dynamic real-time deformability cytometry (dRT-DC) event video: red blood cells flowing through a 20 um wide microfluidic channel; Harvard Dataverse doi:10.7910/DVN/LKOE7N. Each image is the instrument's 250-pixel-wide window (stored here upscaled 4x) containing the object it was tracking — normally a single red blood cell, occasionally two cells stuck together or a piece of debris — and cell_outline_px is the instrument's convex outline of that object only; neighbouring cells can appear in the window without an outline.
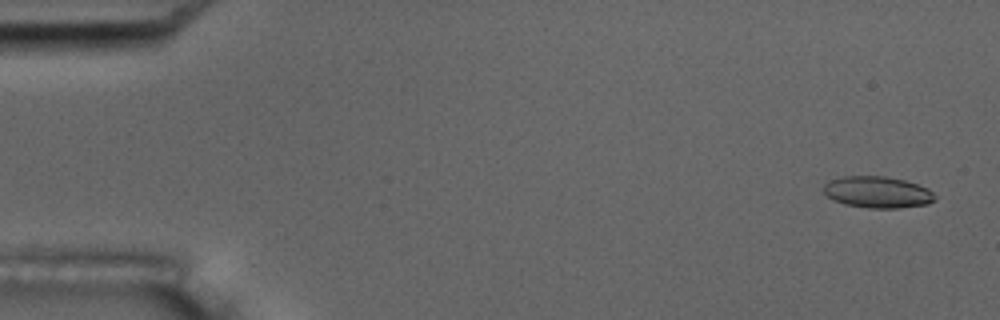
{"species": "common noctule bat (a hibernating species)", "species_latin": "Nyctalus noctula", "temperature_condition": "room temperature", "stored_images_in_passage": 7, "segment_of_instrument_passage": [2, 2], "camera_frame_rate_fps": 3000, "um_per_image_px": 0.085, "animal": {"sex": "male", "body_mass_g": 17.5, "forearm_length_mm": 52.3}, "frame": {"image": 1, "passage_image": 7, "time_ms": 7.0, "image_size_px": [1000, 320], "cell_outline_px": [[936, 200], [928, 204], [900, 208], [868, 208], [844, 204], [832, 200], [824, 192], [824, 184], [828, 180], [844, 176], [884, 176], [904, 180], [928, 188], [936, 196]], "centroid_in_image_um": [74.59, 16.34], "position_along_channel_um": 10.4, "area_um2": 20.58}}